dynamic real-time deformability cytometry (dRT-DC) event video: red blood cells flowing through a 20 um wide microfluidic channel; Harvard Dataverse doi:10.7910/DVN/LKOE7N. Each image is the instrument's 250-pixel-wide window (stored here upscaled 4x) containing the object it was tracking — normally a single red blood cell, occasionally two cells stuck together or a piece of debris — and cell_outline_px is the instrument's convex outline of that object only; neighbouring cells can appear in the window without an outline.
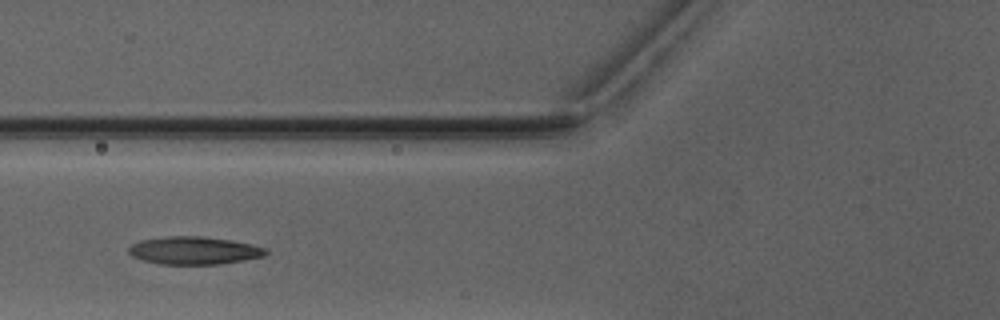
{"species": "Egyptian fruit bat (a non-hibernating species)", "species_latin": "Rousettus aegyptiacus", "temperature_condition": "warm", "stored_images_in_passage": 2, "camera_frame_rate_fps": 3000, "um_per_image_px": 0.085, "animal": {"sex": "male"}, "frame": {"image": 1, "passage_image": 2, "time_ms": 1.333, "image_size_px": [1000, 320], "cell_outline_px": [[268, 252], [264, 256], [244, 260], [220, 264], [160, 264], [140, 260], [132, 256], [128, 252], [128, 248], [132, 244], [140, 240], [164, 236], [204, 236], [232, 240], [252, 244], [264, 248]], "centroid_in_image_um": [16.46, 21.29], "position_along_channel_um": 109.3, "area_um2": 22.37}}